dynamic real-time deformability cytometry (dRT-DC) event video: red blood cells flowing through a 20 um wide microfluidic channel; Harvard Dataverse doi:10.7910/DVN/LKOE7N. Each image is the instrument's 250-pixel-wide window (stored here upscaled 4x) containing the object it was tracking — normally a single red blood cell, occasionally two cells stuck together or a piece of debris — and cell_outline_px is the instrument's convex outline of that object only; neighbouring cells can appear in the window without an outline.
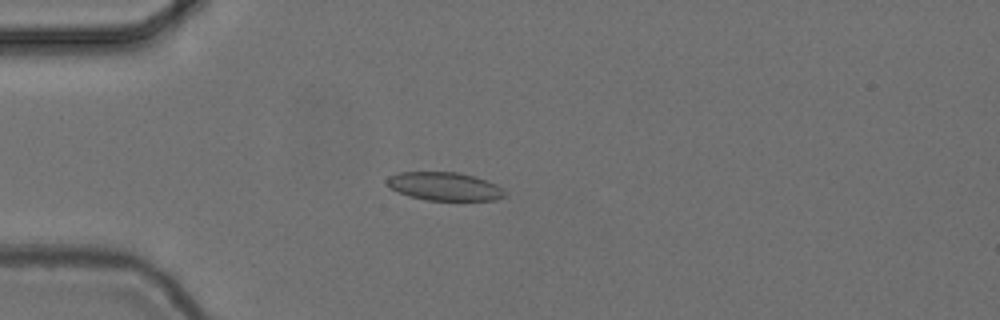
{"species": "common noctule bat (a hibernating species)", "species_latin": "Nyctalus noctula", "temperature_condition": "cold", "stored_images_in_passage": 40, "camera_frame_rate_fps": 3000, "um_per_image_px": 0.085, "animal": {"sex": "female", "body_mass_g": 24.6, "forearm_length_mm": 56.2}, "frame": {"image": 1, "passage_image": 8, "time_ms": 2.333, "image_size_px": [1000, 320], "cell_outline_px": [[504, 196], [496, 200], [424, 200], [408, 196], [384, 184], [384, 180], [388, 176], [400, 172], [456, 172], [476, 176], [496, 184], [504, 188]], "centroid_in_image_um": [37.76, 15.83], "position_along_channel_um": 47.2, "area_um2": 19.59}}
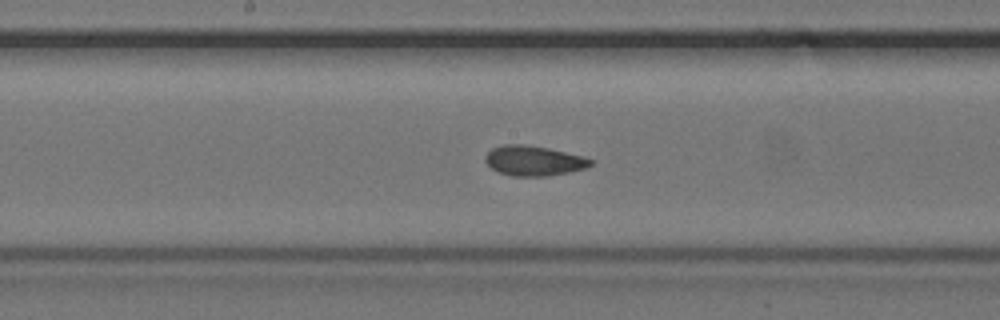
{"frame": {"image": 2, "passage_image": 22, "time_ms": 7.0, "image_size_px": [1000, 320], "cell_outline_px": [[592, 164], [588, 168], [548, 176], [512, 176], [496, 172], [484, 160], [484, 156], [492, 148], [504, 144], [528, 144], [548, 148], [584, 156], [592, 160]], "centroid_in_image_um": [45.36, 13.66], "position_along_channel_um": 202.8, "area_um2": 18.61}}
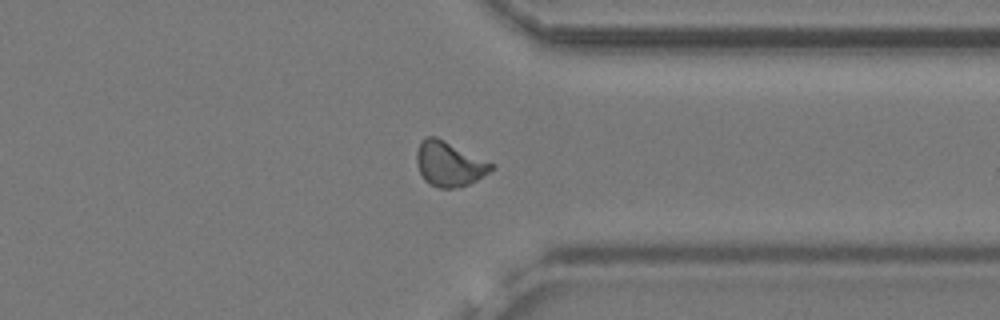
{"frame": {"image": 3, "passage_image": 36, "time_ms": 11.667, "image_size_px": [1000, 320], "cell_outline_px": [[496, 168], [476, 180], [460, 188], [440, 188], [424, 180], [420, 172], [416, 160], [416, 152], [420, 140], [424, 136], [436, 136], [496, 164]], "centroid_in_image_um": [38.2, 13.91], "position_along_channel_um": 373.2, "area_um2": 19.71}, "authors_computed_cell_mechanics": {"area_um2": 18.6694, "velocity_mm_per_s": 3.7144, "shape_relaxation_time_tau1_ms": null, "shape_relaxation_time_tau2_ms": 2.5447, "deformation_change_tau1": null, "deformation_change_tau2": 0.0764}}